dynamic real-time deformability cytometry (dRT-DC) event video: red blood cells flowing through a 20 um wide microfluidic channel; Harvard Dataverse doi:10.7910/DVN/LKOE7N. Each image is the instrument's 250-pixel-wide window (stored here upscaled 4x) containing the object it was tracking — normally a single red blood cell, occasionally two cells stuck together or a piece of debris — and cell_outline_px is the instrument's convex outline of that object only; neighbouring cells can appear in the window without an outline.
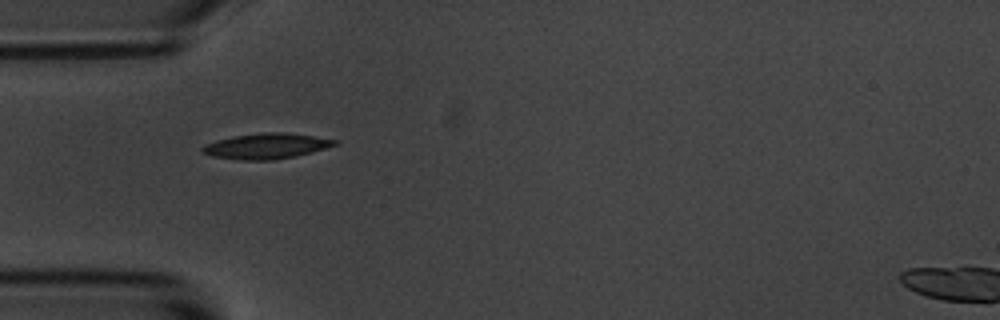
{"species": "common noctule bat (a hibernating species)", "species_latin": "Nyctalus noctula", "temperature_condition": "room temperature", "stored_images_in_passage": 39, "camera_frame_rate_fps": 3000, "um_per_image_px": 0.085, "animal": {"sex": "male", "body_mass_g": 20.1, "forearm_length_mm": 53.5}, "frame": {"image": 1, "passage_image": 1, "time_ms": 0.0, "image_size_px": [1000, 320], "cell_outline_px": [[340, 144], [312, 152], [296, 156], [272, 160], [240, 160], [212, 156], [204, 152], [200, 148], [204, 144], [216, 140], [232, 136], [264, 132], [284, 132], [340, 140]], "centroid_in_image_um": [22.66, 12.41], "position_along_channel_um": 62.3, "area_um2": 19.77}}
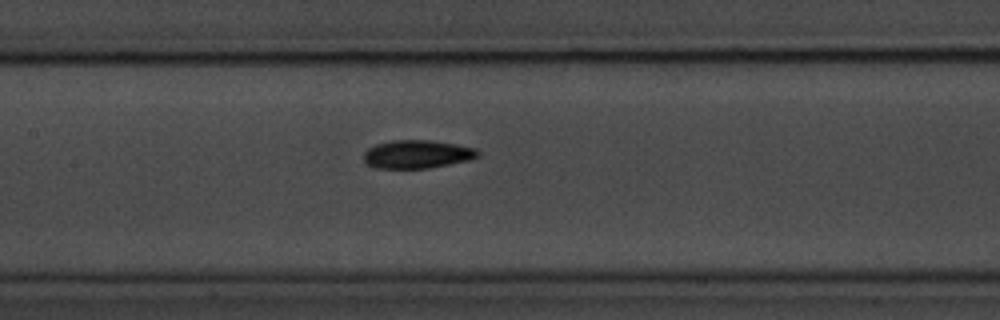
{"frame": {"image": 2, "passage_image": 10, "time_ms": 3.0, "image_size_px": [1000, 320], "cell_outline_px": [[480, 156], [468, 160], [428, 168], [376, 168], [368, 164], [364, 160], [364, 152], [368, 148], [376, 144], [392, 140], [432, 140], [456, 144], [476, 148], [480, 152]], "centroid_in_image_um": [35.47, 13.1], "position_along_channel_um": 171.9, "area_um2": 18.79}}
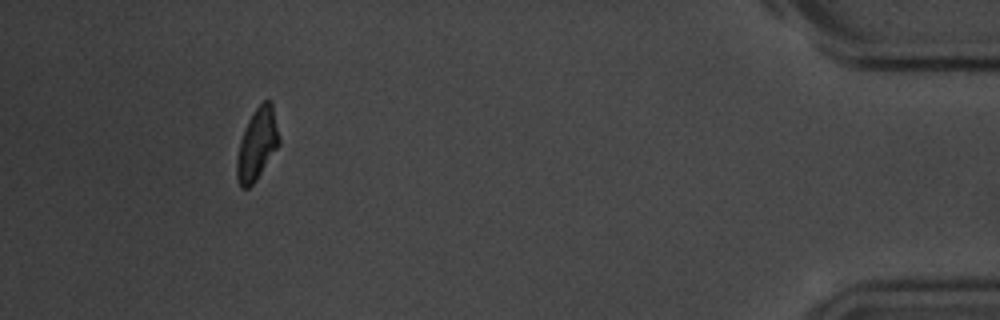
{"frame": {"image": 3, "passage_image": 35, "time_ms": 11.333, "image_size_px": [1000, 320], "cell_outline_px": [[280, 144], [256, 180], [248, 188], [240, 188], [236, 176], [236, 160], [240, 140], [248, 120], [252, 112], [264, 100], [272, 100], [280, 140]], "centroid_in_image_um": [21.85, 12.25], "position_along_channel_um": 413.3, "area_um2": 17.74}, "authors_computed_cell_mechanics": {"area_um2": 18.3226, "velocity_mm_per_s": 3.6686, "shape_relaxation_time_tau1_ms": 2.8304, "shape_relaxation_time_tau2_ms": 2.8691, "deformation_change_tau1": 0.1207, "deformation_change_tau2": 0.0783}}